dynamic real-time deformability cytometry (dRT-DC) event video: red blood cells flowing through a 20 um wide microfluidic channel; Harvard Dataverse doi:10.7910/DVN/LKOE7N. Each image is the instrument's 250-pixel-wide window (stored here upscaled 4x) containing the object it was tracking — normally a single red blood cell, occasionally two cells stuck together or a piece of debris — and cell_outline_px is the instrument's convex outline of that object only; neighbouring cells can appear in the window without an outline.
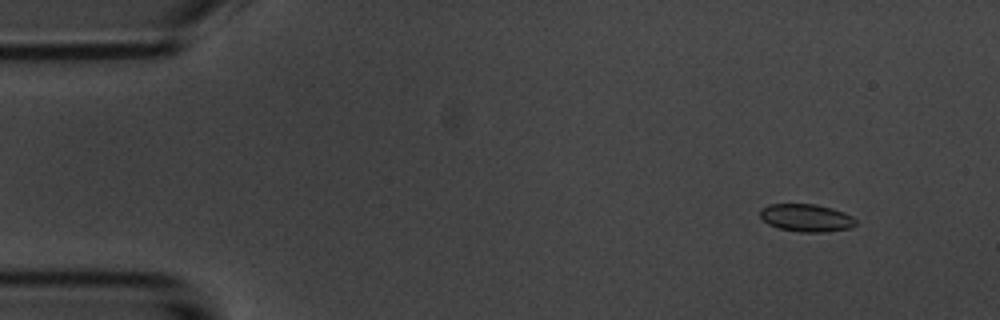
{"species": "common noctule bat (a hibernating species)", "species_latin": "Nyctalus noctula", "temperature_condition": "room temperature", "stored_images_in_passage": 4, "camera_frame_rate_fps": 3000, "um_per_image_px": 0.085, "animal": {"sex": "male", "body_mass_g": 20.1, "forearm_length_mm": 53.5}, "frame": {"image": 1, "passage_image": 1, "time_ms": 0.0, "image_size_px": [1000, 320], "cell_outline_px": [[856, 224], [852, 228], [824, 232], [800, 232], [780, 228], [768, 224], [760, 216], [760, 208], [768, 204], [816, 204], [832, 208], [844, 212], [852, 216], [856, 220]], "centroid_in_image_um": [68.55, 18.51], "position_along_channel_um": 16.5, "area_um2": 15.49}}
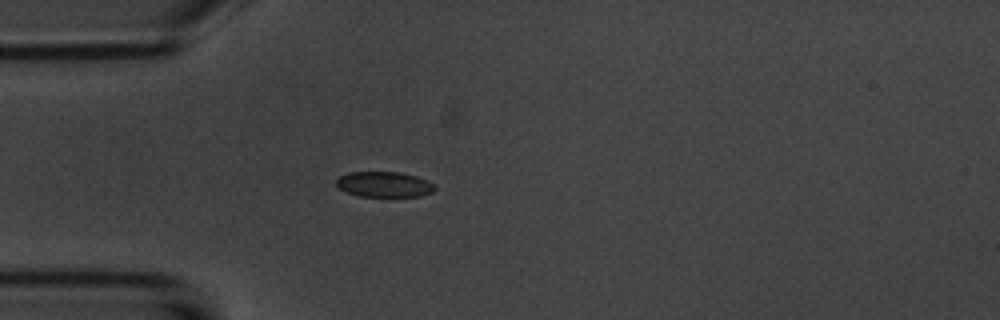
{"frame": {"image": 2, "passage_image": 4, "time_ms": 3.333, "image_size_px": [1000, 320], "cell_outline_px": [[436, 188], [432, 192], [420, 196], [360, 196], [348, 192], [340, 188], [336, 184], [336, 180], [340, 176], [348, 172], [400, 172], [416, 176], [432, 184]], "centroid_in_image_um": [32.64, 15.66], "position_along_channel_um": 52.4, "area_um2": 14.33}}